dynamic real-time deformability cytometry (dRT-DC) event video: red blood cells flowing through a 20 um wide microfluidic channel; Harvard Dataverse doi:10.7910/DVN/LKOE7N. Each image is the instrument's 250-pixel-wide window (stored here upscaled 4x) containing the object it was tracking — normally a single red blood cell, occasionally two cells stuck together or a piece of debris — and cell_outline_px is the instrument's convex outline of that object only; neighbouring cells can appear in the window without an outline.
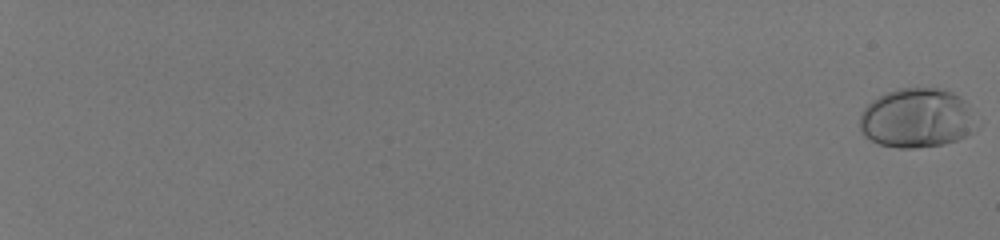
{"species": "human", "species_latin": "Homo sapiens", "temperature_condition": "room temperature", "stored_images_in_passage": 58, "camera_frame_rate_fps": 3000, "um_per_image_px": 0.085, "donor": {"sex": "male"}, "frame": {"image": 1, "passage_image": 1, "time_ms": 0.0, "image_size_px": [1000, 240], "cell_outline_px": [[972, 132], [956, 140], [940, 144], [912, 148], [896, 148], [880, 144], [864, 136], [860, 128], [860, 112], [872, 100], [888, 92], [900, 88], [936, 88], [952, 92], [960, 96], [964, 100]], "centroid_in_image_um": [77.81, 10.04], "position_along_channel_um": 7.2, "area_um2": 39.3}}
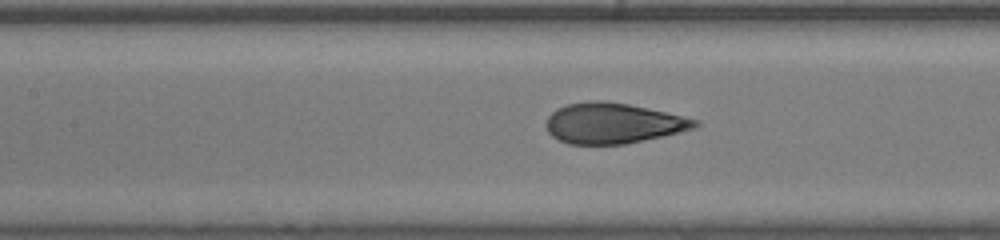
{"frame": {"image": 2, "passage_image": 34, "time_ms": 11.0, "image_size_px": [1000, 240], "cell_outline_px": [[700, 124], [696, 128], [680, 132], [624, 144], [568, 144], [552, 136], [548, 132], [544, 124], [548, 116], [556, 108], [568, 104], [588, 100], [608, 100], [628, 104], [684, 116], [700, 120]], "centroid_in_image_um": [52.09, 10.46], "position_along_channel_um": 155.3, "area_um2": 35.32}}
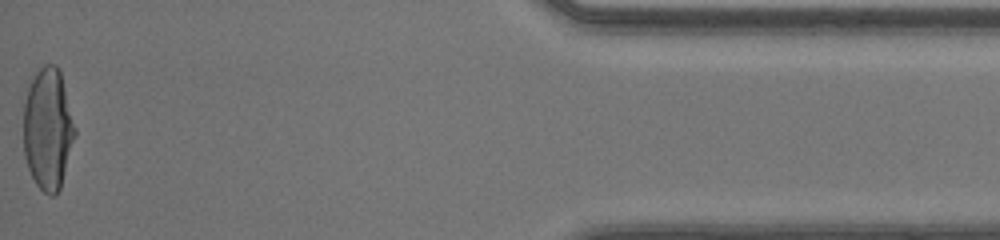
{"frame": {"image": 3, "passage_image": 58, "time_ms": 19.0, "image_size_px": [1000, 240], "cell_outline_px": [[76, 136], [60, 188], [56, 196], [48, 196], [36, 184], [28, 168], [24, 156], [24, 104], [28, 88], [36, 72], [44, 64], [56, 64], [60, 72], [76, 128]], "centroid_in_image_um": [4.08, 10.99], "position_along_channel_um": 431.1, "area_um2": 36.53}, "authors_computed_cell_mechanics": {"area_um2": 35.9516, "velocity_mm_per_s": 4.1491, "shape_relaxation_time_tau1_ms": 4.0547, "shape_relaxation_time_tau2_ms": null, "deformation_change_tau1": 0.2239, "deformation_change_tau2": null}}